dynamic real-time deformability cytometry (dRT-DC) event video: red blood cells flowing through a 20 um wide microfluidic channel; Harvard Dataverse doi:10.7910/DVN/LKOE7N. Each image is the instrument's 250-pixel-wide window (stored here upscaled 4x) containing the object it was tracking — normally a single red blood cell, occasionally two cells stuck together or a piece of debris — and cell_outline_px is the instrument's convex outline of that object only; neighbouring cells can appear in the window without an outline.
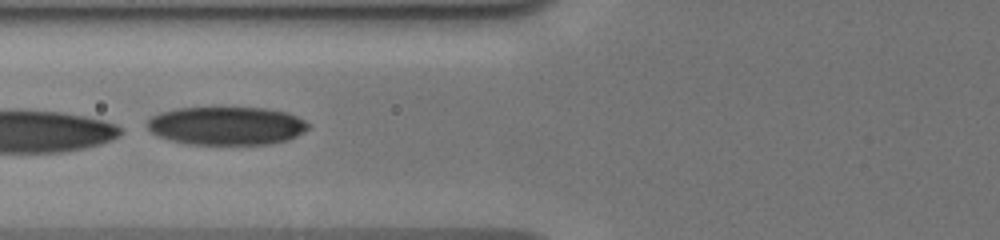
{"species": "human", "species_latin": "Homo sapiens", "temperature_condition": "cold", "stored_images_in_passage": 42, "camera_frame_rate_fps": 3000, "um_per_image_px": 0.085, "donor": {"sex": "male"}, "frame": {"image": 1, "passage_image": 22, "time_ms": 7.0, "image_size_px": [1000, 240], "cell_outline_px": [[312, 124], [304, 132], [288, 140], [272, 144], [188, 144], [172, 140], [160, 136], [152, 132], [148, 128], [148, 120], [152, 116], [160, 112], [176, 108], [268, 108], [288, 112]], "centroid_in_image_um": [19.31, 10.69], "position_along_channel_um": 106.5, "area_um2": 35.95}}
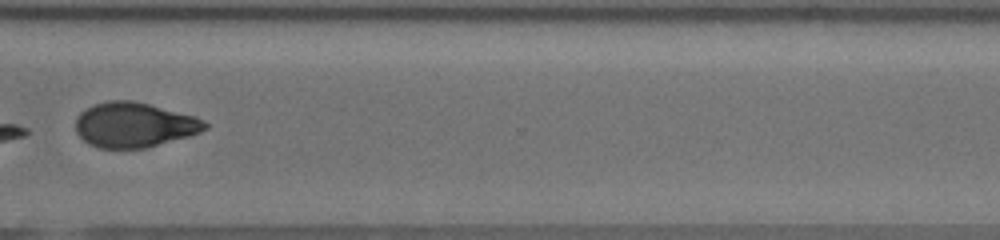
{"frame": {"image": 2, "passage_image": 32, "time_ms": 10.333, "image_size_px": [1000, 240], "cell_outline_px": [[208, 128], [200, 132], [188, 136], [144, 148], [100, 148], [88, 144], [76, 132], [76, 116], [84, 108], [92, 104], [108, 100], [132, 100], [196, 116], [204, 120], [208, 124]], "centroid_in_image_um": [11.38, 10.6], "position_along_channel_um": 359.2, "area_um2": 33.93}}